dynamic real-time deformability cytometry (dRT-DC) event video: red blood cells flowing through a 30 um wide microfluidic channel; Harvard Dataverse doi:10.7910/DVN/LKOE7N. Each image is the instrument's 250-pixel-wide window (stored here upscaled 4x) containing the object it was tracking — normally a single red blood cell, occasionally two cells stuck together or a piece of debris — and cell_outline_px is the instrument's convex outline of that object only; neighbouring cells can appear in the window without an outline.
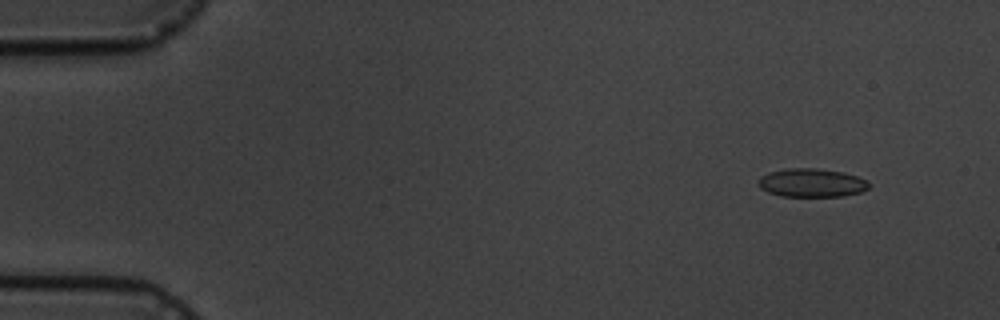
{"species": "common noctule bat (a hibernating species)", "species_latin": "Nyctalus noctula", "temperature_condition": "cold", "stored_images_in_passage": 5, "camera_frame_rate_fps": 3000, "um_per_image_px": 0.085, "animal": {"sex": "male", "body_mass_g": 19.5, "forearm_length_mm": 54.6}, "frame": {"image": 1, "passage_image": 2, "time_ms": 1.0, "image_size_px": [1000, 320], "cell_outline_px": [[872, 184], [868, 188], [860, 192], [844, 196], [780, 196], [768, 192], [760, 188], [756, 184], [760, 176], [768, 172], [784, 168], [816, 168], [844, 172], [868, 180]], "centroid_in_image_um": [68.97, 15.53], "position_along_channel_um": 16.0, "area_um2": 18.67}}
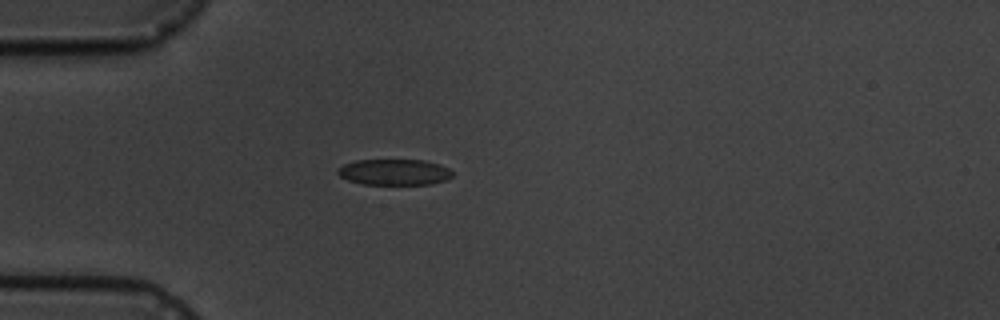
{"frame": {"image": 2, "passage_image": 5, "time_ms": 4.667, "image_size_px": [1000, 320], "cell_outline_px": [[452, 176], [444, 180], [432, 184], [364, 184], [348, 180], [340, 176], [336, 172], [336, 168], [344, 164], [356, 160], [424, 160], [440, 164], [448, 168], [452, 172]], "centroid_in_image_um": [33.49, 14.62], "position_along_channel_um": 51.5, "area_um2": 17.34}}